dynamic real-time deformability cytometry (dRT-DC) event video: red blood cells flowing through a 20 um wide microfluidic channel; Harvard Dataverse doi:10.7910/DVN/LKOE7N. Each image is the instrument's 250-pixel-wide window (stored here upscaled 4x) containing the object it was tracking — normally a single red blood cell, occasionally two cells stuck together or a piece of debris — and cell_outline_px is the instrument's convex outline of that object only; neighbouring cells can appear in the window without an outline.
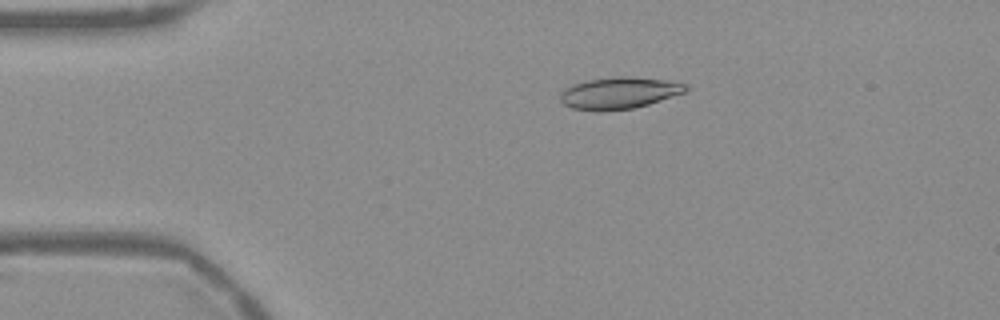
{"species": "Egyptian fruit bat (a non-hibernating species)", "species_latin": "Rousettus aegyptiacus", "temperature_condition": "warm", "stored_images_in_passage": 52, "camera_frame_rate_fps": 3000, "um_per_image_px": 0.085, "frame": {"image": 1, "passage_image": 9, "time_ms": 2.667, "image_size_px": [1000, 320], "cell_outline_px": [[688, 92], [648, 104], [632, 108], [596, 112], [572, 108], [564, 104], [560, 100], [560, 92], [564, 88], [572, 84], [584, 80], [612, 76], [632, 76], [664, 80], [688, 84]], "centroid_in_image_um": [52.6, 7.89], "position_along_channel_um": 32.4, "area_um2": 23.64}}
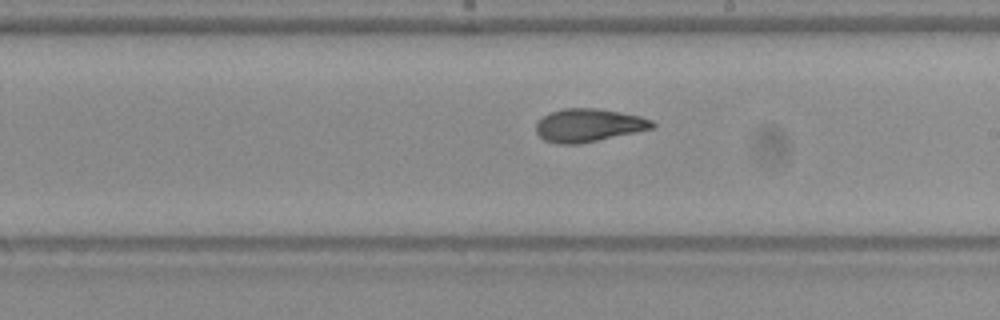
{"frame": {"image": 2, "passage_image": 29, "time_ms": 9.333, "image_size_px": [1000, 320], "cell_outline_px": [[656, 124], [652, 128], [580, 144], [556, 144], [544, 140], [536, 132], [536, 124], [544, 116], [552, 112], [564, 108], [596, 108], [640, 116], [652, 120]], "centroid_in_image_um": [50.01, 10.65], "position_along_channel_um": 239.0, "area_um2": 22.14}}
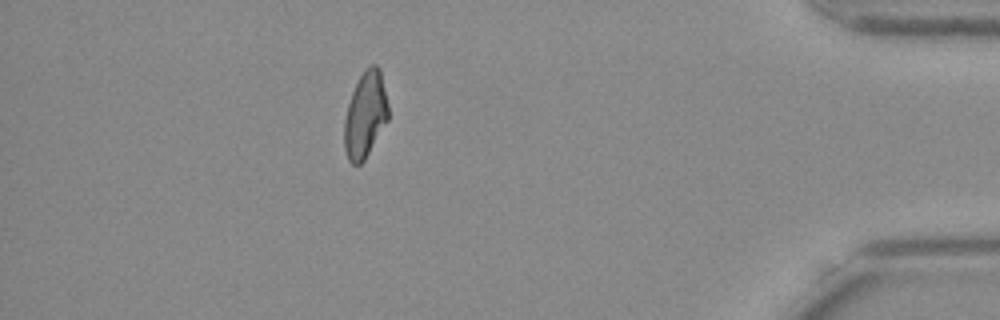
{"frame": {"image": 3, "passage_image": 46, "time_ms": 15.0, "image_size_px": [1000, 320], "cell_outline_px": [[388, 120], [364, 160], [360, 164], [352, 164], [348, 160], [344, 148], [344, 120], [348, 104], [352, 92], [360, 76], [372, 64], [376, 64], [380, 68], [388, 104]], "centroid_in_image_um": [31.05, 9.77], "position_along_channel_um": 404.2, "area_um2": 21.85}, "authors_computed_cell_mechanics": {"area_um2": 22.4842, "velocity_mm_per_s": 3.7613, "shape_relaxation_time_tau1_ms": 10.339, "shape_relaxation_time_tau2_ms": 1.7339, "deformation_change_tau1": 0.2455, "deformation_change_tau2": 0.0824}}